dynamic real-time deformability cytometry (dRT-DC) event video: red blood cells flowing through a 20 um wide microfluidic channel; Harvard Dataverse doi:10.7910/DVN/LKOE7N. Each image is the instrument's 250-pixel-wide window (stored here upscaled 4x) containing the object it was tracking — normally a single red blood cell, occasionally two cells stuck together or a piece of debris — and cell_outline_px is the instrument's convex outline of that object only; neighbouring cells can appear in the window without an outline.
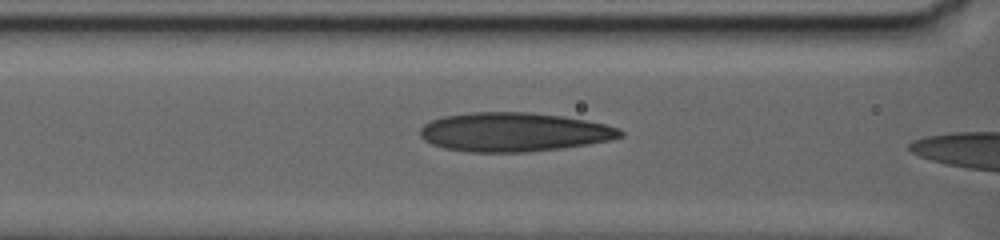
{"species": "human", "species_latin": "Homo sapiens", "temperature_condition": "warm", "stored_images_in_passage": 16, "camera_frame_rate_fps": 3000, "um_per_image_px": 0.085, "donor": {"sex": "female"}, "frame": {"image": 1, "passage_image": 12, "time_ms": 6.667, "image_size_px": [1000, 240], "cell_outline_px": [[624, 136], [612, 140], [560, 148], [524, 152], [468, 152], [444, 148], [432, 144], [424, 140], [420, 136], [420, 128], [424, 124], [432, 120], [444, 116], [472, 112], [528, 112], [560, 116], [584, 120], [604, 124], [620, 128], [624, 132]], "centroid_in_image_um": [43.67, 11.23], "position_along_channel_um": 122.9, "area_um2": 45.37}}